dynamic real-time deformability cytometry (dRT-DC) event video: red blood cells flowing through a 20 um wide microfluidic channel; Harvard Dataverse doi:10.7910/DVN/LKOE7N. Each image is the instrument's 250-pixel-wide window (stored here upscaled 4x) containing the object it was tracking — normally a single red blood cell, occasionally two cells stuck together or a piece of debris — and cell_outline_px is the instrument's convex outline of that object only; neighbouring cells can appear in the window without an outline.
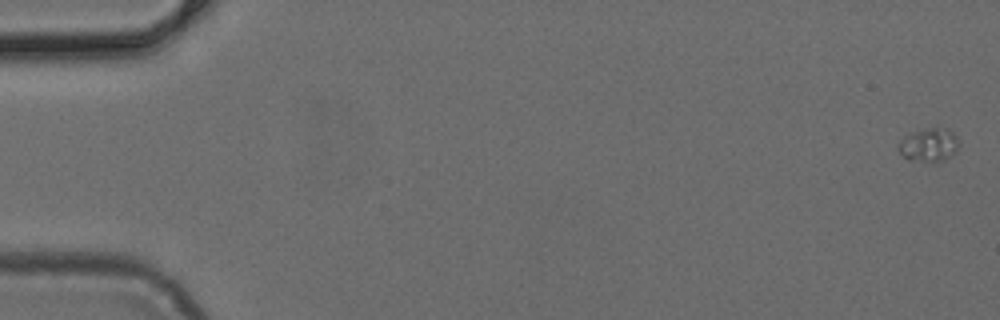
{"species": "common noctule bat (a hibernating species)", "species_latin": "Nyctalus noctula", "temperature_condition": "cold", "stored_images_in_passage": 5, "camera_frame_rate_fps": 3000, "um_per_image_px": 0.085, "animal": {"sex": "female", "body_mass_g": 24.6, "forearm_length_mm": 56.2}, "frame": {"image": 1, "passage_image": 1, "time_ms": 0.0, "image_size_px": [1000, 320], "cell_outline_px": [[960, 144], [956, 152], [952, 156], [944, 160], [908, 160], [896, 148], [900, 140], [904, 136], [912, 132], [928, 128], [948, 128], [956, 136]], "centroid_in_image_um": [78.97, 12.29], "position_along_channel_um": 6.0, "area_um2": 11.73}}